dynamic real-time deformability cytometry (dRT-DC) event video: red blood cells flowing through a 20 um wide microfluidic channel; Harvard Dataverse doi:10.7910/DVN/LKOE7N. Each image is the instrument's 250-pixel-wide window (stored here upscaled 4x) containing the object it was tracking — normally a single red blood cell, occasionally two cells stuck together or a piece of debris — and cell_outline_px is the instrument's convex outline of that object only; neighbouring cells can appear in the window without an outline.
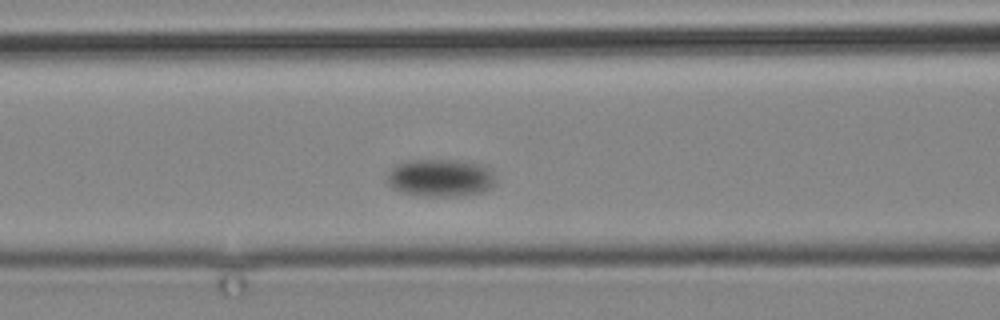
{"species": "common noctule bat (a hibernating species)", "species_latin": "Nyctalus noctula", "temperature_condition": "cold", "stored_images_in_passage": 9, "camera_frame_rate_fps": 3000, "um_per_image_px": 0.085, "animal": {"sex": "male", "body_mass_g": 19.2, "forearm_length_mm": 51.8}, "frame": {"image": 1, "passage_image": 7, "time_ms": 7.667, "image_size_px": [1000, 320], "cell_outline_px": [[496, 184], [492, 188], [480, 192], [456, 196], [424, 196], [400, 192], [392, 188], [388, 184], [388, 172], [396, 164], [408, 160], [456, 160], [484, 164], [492, 172]], "centroid_in_image_um": [37.44, 15.11], "position_along_channel_um": 129.2, "area_um2": 23.93}}
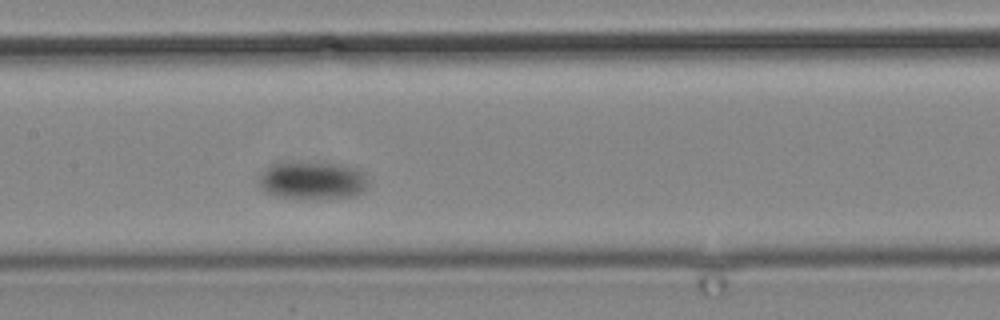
{"frame": {"image": 2, "passage_image": 9, "time_ms": 10.0, "image_size_px": [1000, 320], "cell_outline_px": [[368, 184], [356, 196], [304, 200], [300, 200], [272, 196], [260, 188], [256, 184], [256, 180], [260, 172], [272, 164], [340, 164], [356, 168], [364, 172], [368, 180]], "centroid_in_image_um": [26.5, 15.4], "position_along_channel_um": 180.9, "area_um2": 24.39}}